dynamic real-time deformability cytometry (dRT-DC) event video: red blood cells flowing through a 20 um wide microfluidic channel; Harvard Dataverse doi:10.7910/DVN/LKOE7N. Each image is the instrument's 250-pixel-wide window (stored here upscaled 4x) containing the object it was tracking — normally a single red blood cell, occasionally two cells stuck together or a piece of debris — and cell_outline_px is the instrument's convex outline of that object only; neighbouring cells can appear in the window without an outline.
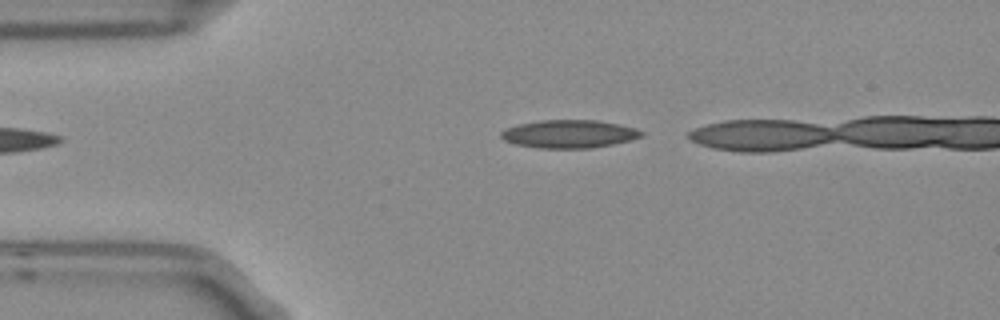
{"species": "Egyptian fruit bat (a non-hibernating species)", "species_latin": "Rousettus aegyptiacus", "temperature_condition": "room temperature", "stored_images_in_passage": 4, "segment_of_instrument_passage": [2, 2], "camera_frame_rate_fps": 3000, "um_per_image_px": 0.085, "frame": {"image": 1, "passage_image": 4, "time_ms": 1.0, "image_size_px": [1000, 320], "cell_outline_px": [[644, 136], [612, 144], [592, 148], [536, 148], [516, 144], [504, 140], [500, 136], [500, 132], [504, 128], [520, 124], [540, 120], [596, 120], [620, 124], [636, 128], [644, 132]], "centroid_in_image_um": [48.37, 11.38], "position_along_channel_um": 36.6, "area_um2": 23.0}}